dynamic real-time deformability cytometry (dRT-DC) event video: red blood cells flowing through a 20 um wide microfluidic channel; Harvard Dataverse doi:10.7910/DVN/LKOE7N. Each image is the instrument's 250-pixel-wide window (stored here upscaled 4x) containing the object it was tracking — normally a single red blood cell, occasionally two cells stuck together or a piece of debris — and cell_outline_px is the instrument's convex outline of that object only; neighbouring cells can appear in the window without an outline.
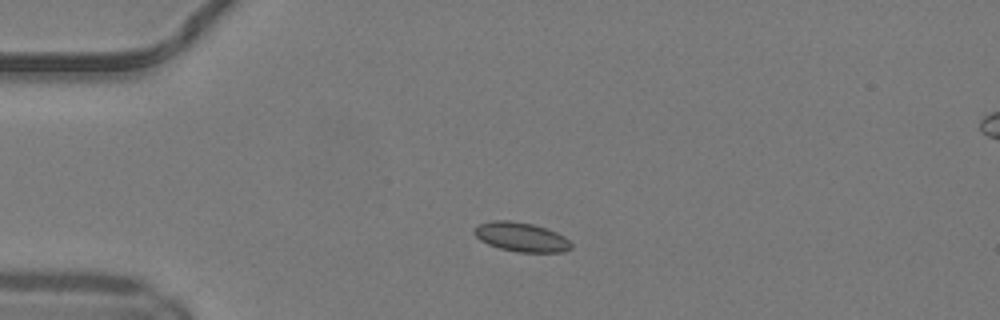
{"species": "common noctule bat (a hibernating species)", "species_latin": "Nyctalus noctula", "temperature_condition": "warm", "stored_images_in_passage": 39, "camera_frame_rate_fps": 3000, "um_per_image_px": 0.085, "animal": {"sex": "male", "body_mass_g": 19.2, "forearm_length_mm": 51.8}, "frame": {"image": 1, "passage_image": 1, "time_ms": 0.0, "image_size_px": [1000, 320], "cell_outline_px": [[572, 248], [564, 252], [516, 252], [500, 248], [488, 244], [480, 240], [472, 232], [472, 228], [480, 224], [492, 220], [512, 220], [532, 224], [556, 232], [564, 236], [572, 244]], "centroid_in_image_um": [44.28, 20.14], "position_along_channel_um": 40.7, "area_um2": 16.59}}
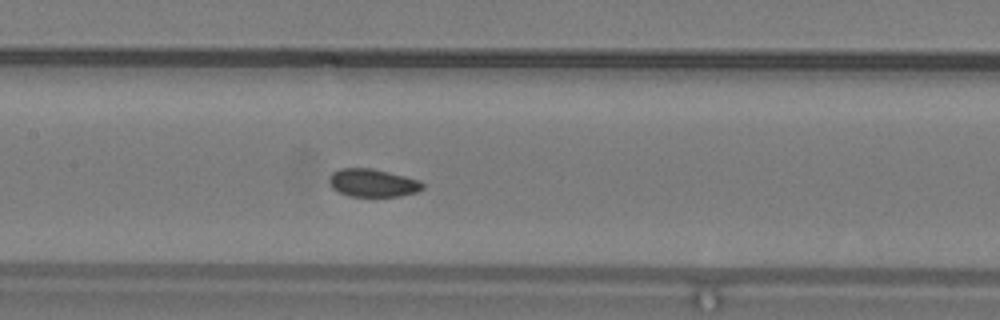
{"frame": {"image": 2, "passage_image": 13, "time_ms": 4.0, "image_size_px": [1000, 320], "cell_outline_px": [[424, 188], [416, 192], [400, 196], [348, 196], [332, 188], [328, 180], [328, 176], [332, 172], [340, 168], [372, 168], [420, 180], [424, 184]], "centroid_in_image_um": [31.66, 15.54], "position_along_channel_um": 175.7, "area_um2": 15.26}}
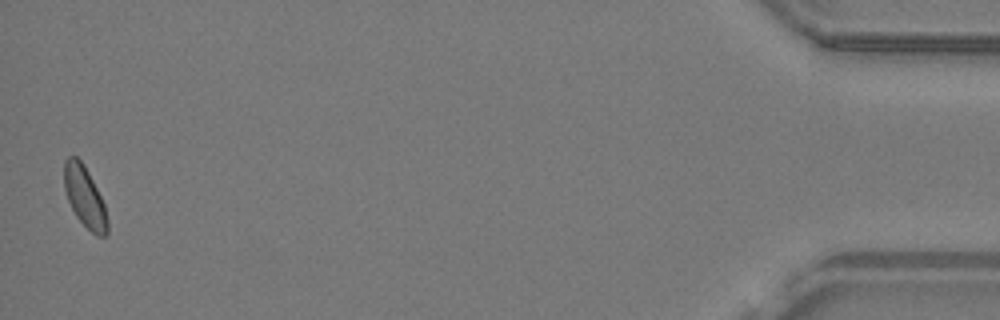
{"frame": {"image": 3, "passage_image": 38, "time_ms": 12.333, "image_size_px": [1000, 320], "cell_outline_px": [[108, 232], [104, 236], [96, 236], [76, 216], [68, 200], [64, 188], [64, 160], [68, 156], [76, 156], [84, 164], [104, 204], [108, 220]], "centroid_in_image_um": [7.19, 16.72], "position_along_channel_um": 428.0, "area_um2": 15.14}}